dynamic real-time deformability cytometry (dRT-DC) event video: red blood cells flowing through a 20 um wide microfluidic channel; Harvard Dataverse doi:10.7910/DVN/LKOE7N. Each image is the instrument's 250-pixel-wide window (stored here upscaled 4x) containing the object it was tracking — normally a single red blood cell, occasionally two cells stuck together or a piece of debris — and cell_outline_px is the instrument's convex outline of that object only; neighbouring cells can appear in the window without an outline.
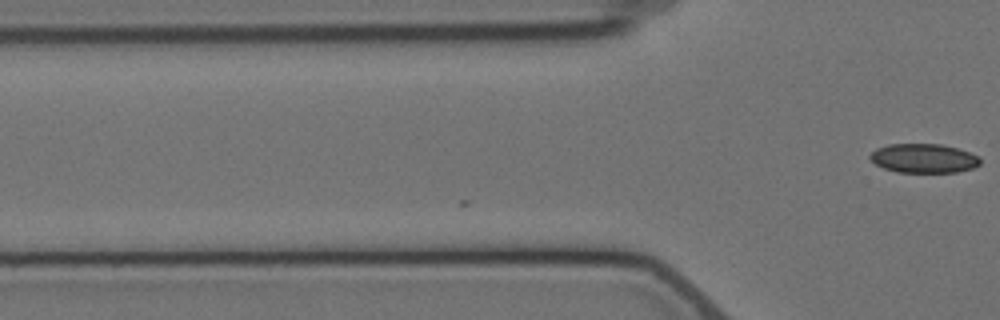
{"species": "Egyptian fruit bat (a non-hibernating species)", "species_latin": "Rousettus aegyptiacus", "temperature_condition": "cold", "stored_images_in_passage": 3, "camera_frame_rate_fps": 3000, "um_per_image_px": 0.085, "animal": {"sex": "female"}, "frame": {"image": 1, "passage_image": 3, "time_ms": 2.0, "image_size_px": [1000, 320], "cell_outline_px": [[980, 164], [972, 168], [956, 172], [896, 172], [884, 168], [876, 164], [868, 156], [876, 148], [888, 144], [940, 144], [956, 148], [980, 156]], "centroid_in_image_um": [78.5, 13.45], "position_along_channel_um": 47.3, "area_um2": 18.61}}